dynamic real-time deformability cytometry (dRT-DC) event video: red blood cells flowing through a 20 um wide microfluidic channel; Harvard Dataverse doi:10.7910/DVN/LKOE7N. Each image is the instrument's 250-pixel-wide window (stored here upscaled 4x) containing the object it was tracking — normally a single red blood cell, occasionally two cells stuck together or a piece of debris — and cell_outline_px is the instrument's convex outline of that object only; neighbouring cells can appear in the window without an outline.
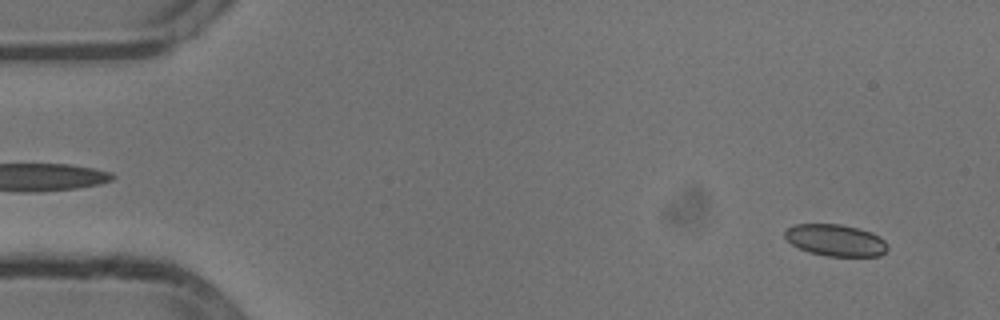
{"species": "common noctule bat (a hibernating species)", "species_latin": "Nyctalus noctula", "temperature_condition": "cold", "stored_images_in_passage": 27, "camera_frame_rate_fps": 3000, "um_per_image_px": 0.085, "animal": {"sex": "male", "body_mass_g": 13.3}, "frame": {"image": 1, "passage_image": 4, "time_ms": 1.0, "image_size_px": [1000, 320], "cell_outline_px": [[888, 248], [880, 256], [828, 256], [808, 252], [792, 244], [784, 236], [784, 232], [788, 228], [796, 224], [840, 224], [872, 232], [880, 236], [888, 244]], "centroid_in_image_um": [71.04, 20.42], "position_along_channel_um": 14.0, "area_um2": 18.96}}
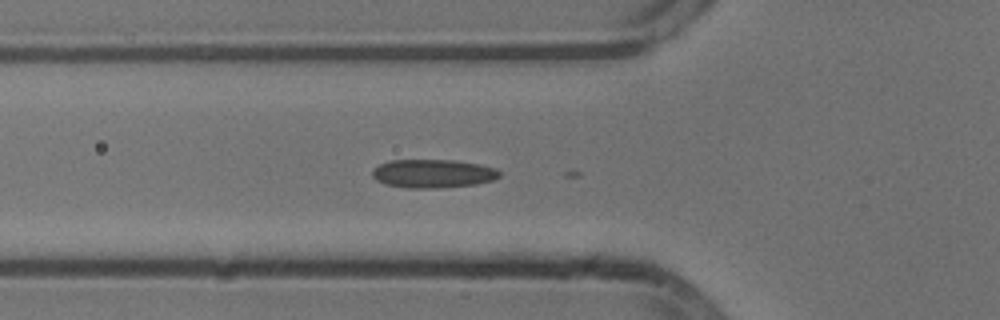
{"frame": {"image": 2, "passage_image": 19, "time_ms": 6.0, "image_size_px": [1000, 320], "cell_outline_px": [[500, 176], [492, 180], [476, 184], [436, 188], [408, 188], [384, 184], [376, 180], [372, 176], [372, 168], [380, 164], [392, 160], [456, 160], [480, 164], [496, 168], [500, 172]], "centroid_in_image_um": [36.79, 14.75], "position_along_channel_um": 89.0, "area_um2": 21.21}}
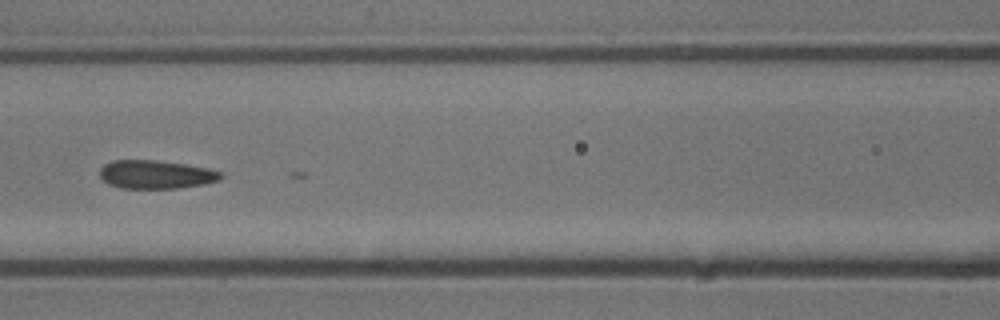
{"frame": {"image": 3, "passage_image": 24, "time_ms": 7.667, "image_size_px": [1000, 320], "cell_outline_px": [[224, 176], [220, 180], [204, 184], [176, 188], [120, 188], [108, 184], [100, 180], [100, 168], [104, 164], [112, 160], [156, 160], [184, 164], [208, 168], [220, 172]], "centroid_in_image_um": [13.21, 14.83], "position_along_channel_um": 153.4, "area_um2": 20.17}}